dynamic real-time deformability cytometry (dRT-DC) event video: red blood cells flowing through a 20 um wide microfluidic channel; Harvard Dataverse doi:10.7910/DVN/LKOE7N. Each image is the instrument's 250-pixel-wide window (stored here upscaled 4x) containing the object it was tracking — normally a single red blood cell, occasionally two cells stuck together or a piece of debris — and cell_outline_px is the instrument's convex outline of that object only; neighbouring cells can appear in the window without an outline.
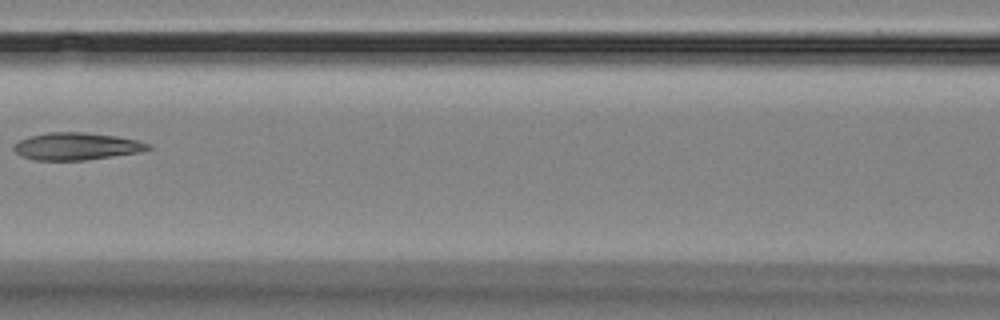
{"species": "Egyptian fruit bat (a non-hibernating species)", "species_latin": "Rousettus aegyptiacus", "temperature_condition": "room temperature", "stored_images_in_passage": 6, "camera_frame_rate_fps": 3000, "um_per_image_px": 0.085, "animal": {"sex": "female"}, "frame": {"image": 1, "passage_image": 5, "time_ms": 4.667, "image_size_px": [1000, 320], "cell_outline_px": [[152, 148], [140, 152], [84, 160], [32, 160], [20, 156], [12, 148], [20, 140], [32, 136], [48, 132], [84, 132], [116, 136], [136, 140], [152, 144]], "centroid_in_image_um": [6.51, 12.44], "position_along_channel_um": 160.1, "area_um2": 21.27}}
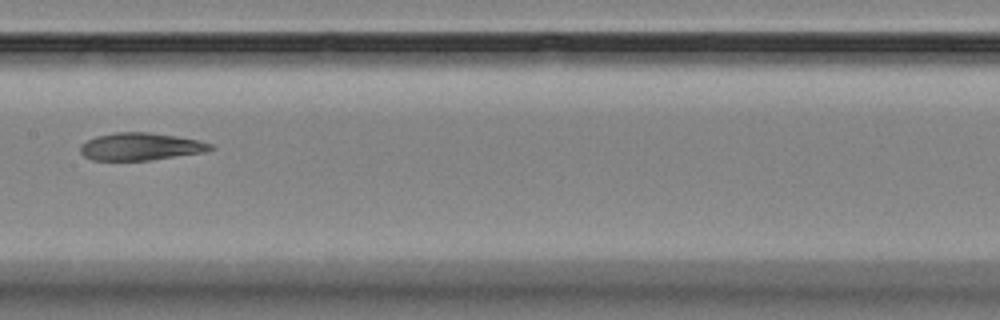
{"frame": {"image": 2, "passage_image": 6, "time_ms": 5.667, "image_size_px": [1000, 320], "cell_outline_px": [[216, 148], [204, 152], [148, 160], [92, 160], [84, 156], [80, 152], [80, 144], [96, 136], [112, 132], [148, 132], [176, 136], [196, 140], [212, 144]], "centroid_in_image_um": [11.92, 12.45], "position_along_channel_um": 195.5, "area_um2": 20.75}}